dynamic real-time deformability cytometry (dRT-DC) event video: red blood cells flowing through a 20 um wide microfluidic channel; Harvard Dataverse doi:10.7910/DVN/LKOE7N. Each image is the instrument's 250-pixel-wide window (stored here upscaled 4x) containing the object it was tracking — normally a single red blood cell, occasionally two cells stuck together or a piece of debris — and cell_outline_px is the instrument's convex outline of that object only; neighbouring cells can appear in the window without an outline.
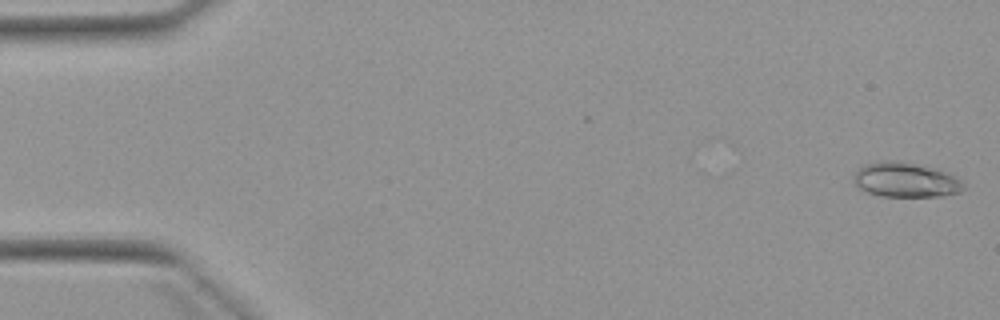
{"species": "Egyptian fruit bat (a non-hibernating species)", "species_latin": "Rousettus aegyptiacus", "temperature_condition": "warm", "stored_images_in_passage": 4, "camera_frame_rate_fps": 3000, "um_per_image_px": 0.085, "animal": {"sex": "female"}, "frame": {"image": 1, "passage_image": 1, "time_ms": 0.0, "image_size_px": [1000, 320], "cell_outline_px": [[964, 188], [960, 192], [940, 196], [880, 196], [868, 192], [860, 188], [856, 184], [856, 172], [864, 164], [880, 160], [900, 160], [936, 168], [960, 180], [964, 184]], "centroid_in_image_um": [76.98, 15.27], "position_along_channel_um": 8.0, "area_um2": 22.02}}
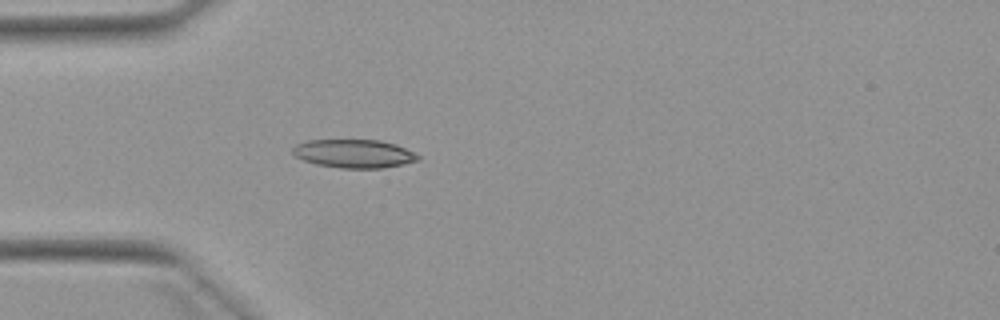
{"frame": {"image": 2, "passage_image": 4, "time_ms": 4.667, "image_size_px": [1000, 320], "cell_outline_px": [[420, 160], [404, 164], [384, 168], [340, 168], [316, 164], [304, 160], [296, 156], [292, 152], [292, 148], [296, 144], [308, 140], [380, 140], [396, 144], [420, 156]], "centroid_in_image_um": [30.1, 13.06], "position_along_channel_um": 54.9, "area_um2": 20.75}}